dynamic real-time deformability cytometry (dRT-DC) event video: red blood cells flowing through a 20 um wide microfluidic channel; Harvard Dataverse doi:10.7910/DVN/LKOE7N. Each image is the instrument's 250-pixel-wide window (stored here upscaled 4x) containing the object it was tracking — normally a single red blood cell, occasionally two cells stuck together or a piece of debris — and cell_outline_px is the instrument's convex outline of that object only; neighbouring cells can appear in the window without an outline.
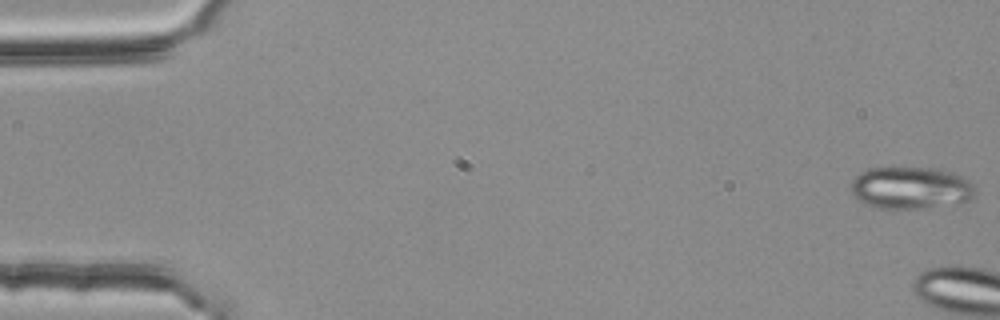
{"species": "common noctule bat (a hibernating species)", "species_latin": "Nyctalus noctula", "temperature_condition": "room temperature", "stored_images_in_passage": 4, "camera_frame_rate_fps": 3000, "um_per_image_px": 0.085, "animal": {"sex": "female", "body_mass_g": 25.1}, "frame": {"image": 1, "passage_image": 1, "time_ms": 0.0, "image_size_px": [1000, 320], "cell_outline_px": [[976, 196], [960, 204], [920, 208], [876, 208], [864, 204], [848, 188], [852, 180], [860, 172], [868, 168], [936, 168], [952, 172], [968, 180], [972, 184], [976, 192]], "centroid_in_image_um": [77.42, 15.97], "position_along_channel_um": 7.6, "area_um2": 30.75}}